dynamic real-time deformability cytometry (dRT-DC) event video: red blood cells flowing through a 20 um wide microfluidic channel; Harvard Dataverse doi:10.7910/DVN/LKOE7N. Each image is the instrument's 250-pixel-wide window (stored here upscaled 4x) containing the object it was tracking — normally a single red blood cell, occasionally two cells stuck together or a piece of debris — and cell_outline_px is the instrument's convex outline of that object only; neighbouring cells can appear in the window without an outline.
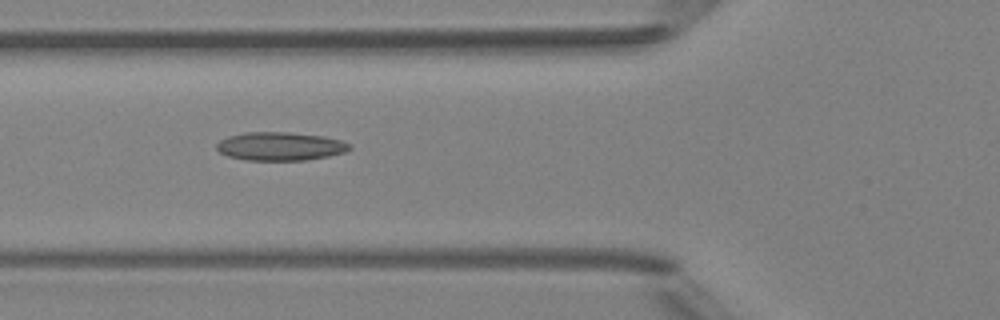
{"species": "Egyptian fruit bat (a non-hibernating species)", "species_latin": "Rousettus aegyptiacus", "temperature_condition": "room temperature", "stored_images_in_passage": 37, "camera_frame_rate_fps": 3000, "um_per_image_px": 0.085, "animal": {"sex": "female"}, "frame": {"image": 1, "passage_image": 6, "time_ms": 1.667, "image_size_px": [1000, 320], "cell_outline_px": [[352, 148], [344, 152], [328, 156], [304, 160], [244, 160], [228, 156], [220, 152], [216, 148], [216, 144], [220, 140], [228, 136], [244, 132], [288, 132], [324, 136], [340, 140], [352, 144]], "centroid_in_image_um": [23.81, 12.43], "position_along_channel_um": 102.0, "area_um2": 22.08}}
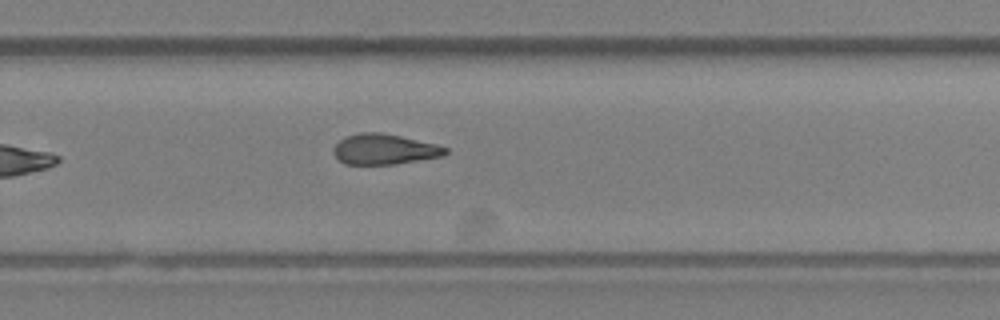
{"frame": {"image": 2, "passage_image": 20, "time_ms": 6.333, "image_size_px": [1000, 320], "cell_outline_px": [[448, 152], [444, 156], [396, 164], [344, 164], [332, 152], [332, 148], [340, 140], [348, 136], [360, 132], [384, 132], [436, 144], [448, 148]], "centroid_in_image_um": [32.69, 12.68], "position_along_channel_um": 297.1, "area_um2": 19.94}}
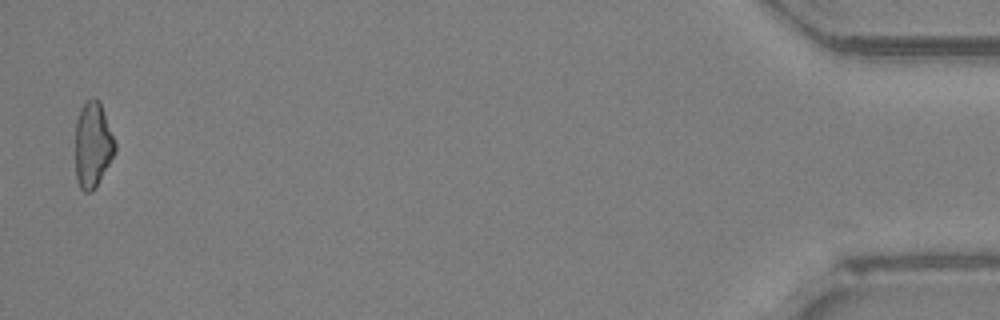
{"frame": {"image": 3, "passage_image": 36, "time_ms": 11.667, "image_size_px": [1000, 320], "cell_outline_px": [[116, 152], [96, 188], [92, 192], [84, 192], [80, 188], [76, 180], [76, 120], [80, 108], [92, 96], [96, 96], [100, 100], [116, 140]], "centroid_in_image_um": [7.91, 12.29], "position_along_channel_um": 427.3, "area_um2": 20.35}, "authors_computed_cell_mechanics": {"area_um2": 20.7502, "velocity_mm_per_s": 4.2078, "shape_relaxation_time_tau1_ms": null, "shape_relaxation_time_tau2_ms": 5.9156, "deformation_change_tau1": null, "deformation_change_tau2": 0.1516}}